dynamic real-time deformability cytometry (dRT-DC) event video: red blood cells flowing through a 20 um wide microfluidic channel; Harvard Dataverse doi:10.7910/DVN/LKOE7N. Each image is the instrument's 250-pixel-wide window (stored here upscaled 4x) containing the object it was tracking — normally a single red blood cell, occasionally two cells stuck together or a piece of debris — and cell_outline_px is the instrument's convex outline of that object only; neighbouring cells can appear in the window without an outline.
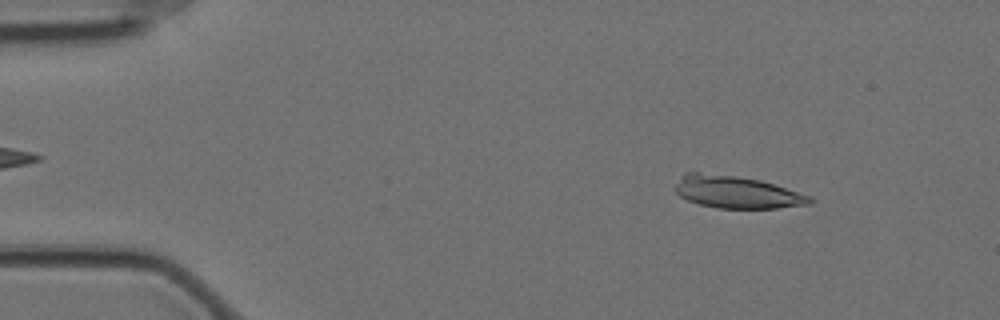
{"species": "Egyptian fruit bat (a non-hibernating species)", "species_latin": "Rousettus aegyptiacus", "temperature_condition": "cold", "stored_images_in_passage": 53, "camera_frame_rate_fps": 3000, "um_per_image_px": 0.085, "animal": {"sex": "female"}, "frame": {"image": 1, "passage_image": 3, "time_ms": 0.667, "image_size_px": [1000, 320], "cell_outline_px": [[812, 204], [776, 208], [716, 208], [700, 204], [688, 200], [680, 196], [676, 192], [676, 184], [680, 176], [684, 172], [700, 172], [736, 176], [760, 180], [812, 196]], "centroid_in_image_um": [62.61, 16.33], "position_along_channel_um": 22.4, "area_um2": 25.26}}
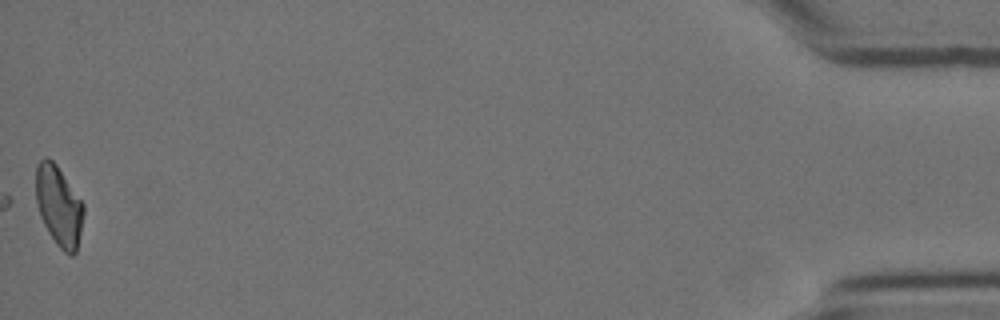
{"frame": {"image": 2, "passage_image": 53, "time_ms": 17.333, "image_size_px": [1000, 320], "cell_outline_px": [[84, 212], [76, 252], [72, 256], [64, 252], [56, 244], [48, 232], [40, 216], [36, 204], [36, 164], [44, 156], [48, 156], [56, 164], [84, 204]], "centroid_in_image_um": [4.98, 17.49], "position_along_channel_um": 430.2, "area_um2": 22.31}}